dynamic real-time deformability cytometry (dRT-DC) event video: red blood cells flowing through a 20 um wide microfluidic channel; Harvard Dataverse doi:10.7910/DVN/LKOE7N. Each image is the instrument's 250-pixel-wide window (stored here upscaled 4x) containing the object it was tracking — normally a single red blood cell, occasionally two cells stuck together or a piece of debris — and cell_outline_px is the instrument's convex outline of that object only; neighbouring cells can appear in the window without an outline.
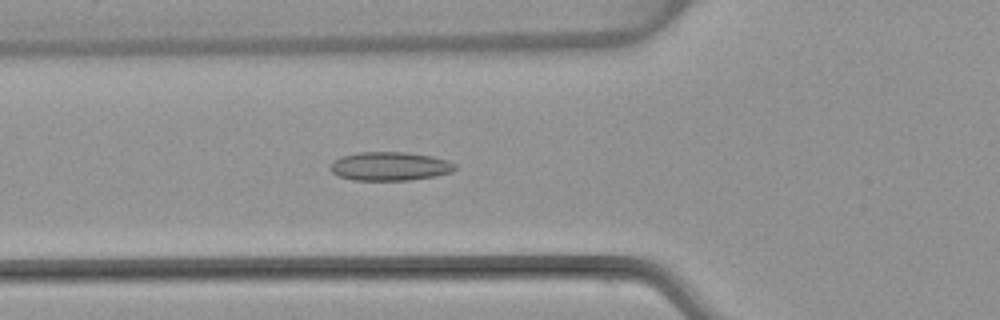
{"species": "common noctule bat (a hibernating species)", "species_latin": "Nyctalus noctula", "temperature_condition": "warm", "stored_images_in_passage": 52, "camera_frame_rate_fps": 3000, "um_per_image_px": 0.085, "animal": {"sex": "female", "body_mass_g": 22.7, "forearm_length_mm": 54.2}, "frame": {"image": 1, "passage_image": 19, "time_ms": 6.0, "image_size_px": [1000, 320], "cell_outline_px": [[456, 168], [452, 172], [436, 176], [408, 180], [352, 180], [340, 176], [332, 172], [332, 160], [340, 156], [360, 152], [404, 152], [432, 156], [448, 160], [456, 164]], "centroid_in_image_um": [33.16, 14.13], "position_along_channel_um": 92.6, "area_um2": 20.87}}
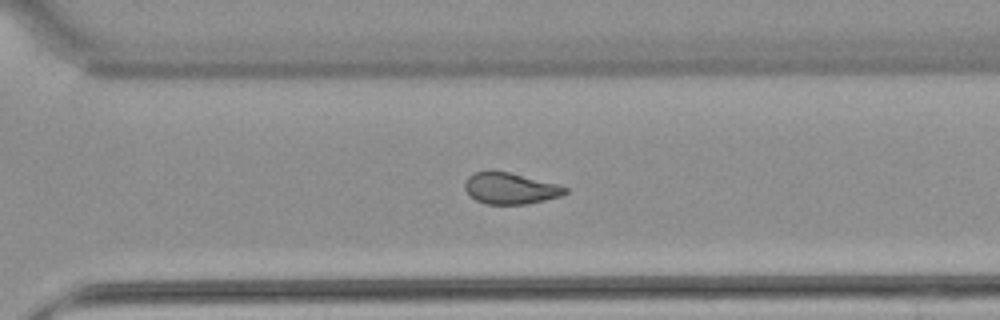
{"frame": {"image": 2, "passage_image": 37, "time_ms": 12.0, "image_size_px": [1000, 320], "cell_outline_px": [[568, 192], [560, 196], [528, 204], [488, 204], [476, 200], [464, 188], [464, 184], [468, 176], [472, 172], [508, 172], [556, 184], [568, 188]], "centroid_in_image_um": [43.37, 16.02], "position_along_channel_um": 327.2, "area_um2": 17.92}}
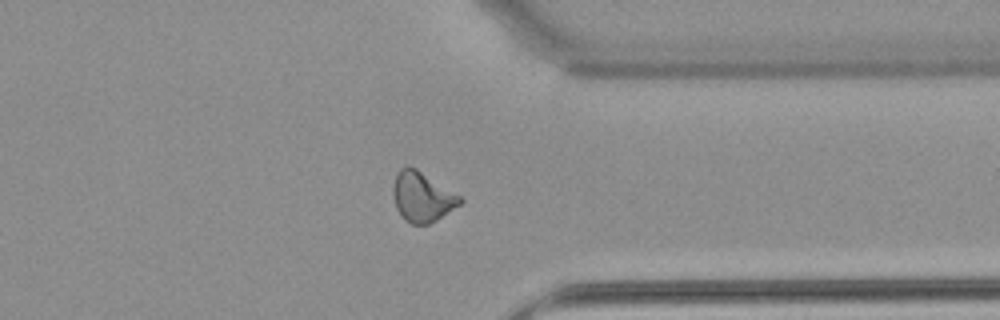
{"frame": {"image": 3, "passage_image": 41, "time_ms": 13.333, "image_size_px": [1000, 320], "cell_outline_px": [[464, 200], [460, 204], [436, 220], [428, 224], [412, 224], [404, 220], [400, 216], [396, 208], [392, 192], [392, 188], [396, 172], [400, 168], [408, 164], [416, 168], [460, 196]], "centroid_in_image_um": [35.83, 16.72], "position_along_channel_um": 375.6, "area_um2": 19.48}, "authors_computed_cell_mechanics": {"area_um2": 19.6231, "velocity_mm_per_s": 3.9054, "shape_relaxation_time_tau1_ms": null, "shape_relaxation_time_tau2_ms": 2.0887, "deformation_change_tau1": null, "deformation_change_tau2": 0.0858}}